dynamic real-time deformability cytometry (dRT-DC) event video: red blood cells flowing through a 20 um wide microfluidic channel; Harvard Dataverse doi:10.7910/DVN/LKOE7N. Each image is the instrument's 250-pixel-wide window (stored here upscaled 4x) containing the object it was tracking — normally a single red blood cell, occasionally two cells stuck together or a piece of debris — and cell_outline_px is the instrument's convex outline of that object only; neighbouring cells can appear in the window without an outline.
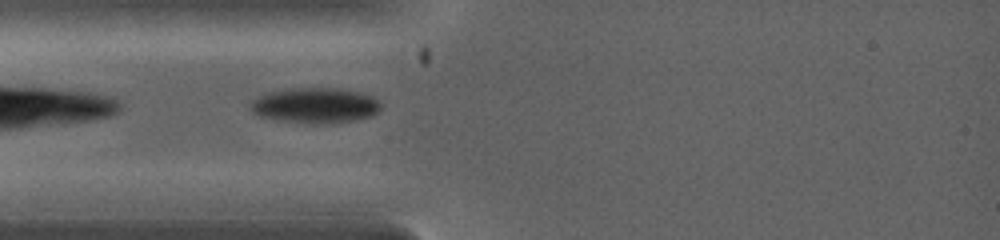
{"species": "common noctule bat (a hibernating species)", "species_latin": "Nyctalus noctula", "temperature_condition": "warm", "stored_images_in_passage": 2, "camera_frame_rate_fps": 5000, "um_per_image_px": 0.085, "animal": {"sex": "female", "body_mass_g": 19.0, "forearm_length_mm": 53.3}, "frame": {"image": 1, "passage_image": 2, "time_ms": 0.6, "image_size_px": [1000, 240], "cell_outline_px": [[380, 108], [372, 116], [356, 120], [336, 124], [312, 124], [280, 120], [260, 116], [252, 112], [252, 100], [268, 92], [288, 88], [340, 88], [372, 96], [380, 104]], "centroid_in_image_um": [26.81, 8.97], "position_along_channel_um": 58.2, "area_um2": 26.88}}